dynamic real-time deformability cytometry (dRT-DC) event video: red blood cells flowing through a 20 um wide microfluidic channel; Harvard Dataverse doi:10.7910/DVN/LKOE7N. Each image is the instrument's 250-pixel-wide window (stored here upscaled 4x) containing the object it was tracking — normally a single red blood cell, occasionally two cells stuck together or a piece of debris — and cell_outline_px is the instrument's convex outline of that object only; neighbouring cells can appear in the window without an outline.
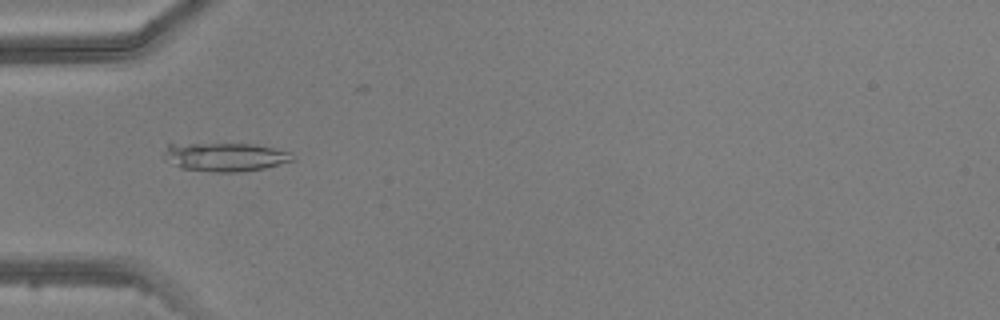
{"species": "common noctule bat (a hibernating species)", "species_latin": "Nyctalus noctula", "temperature_condition": "warm", "stored_images_in_passage": 5, "camera_frame_rate_fps": 3000, "um_per_image_px": 0.085, "animal": {"sex": "male", "body_mass_g": 20.5, "forearm_length_mm": 52.5}, "frame": {"image": 1, "passage_image": 5, "time_ms": 5.0, "image_size_px": [1000, 320], "cell_outline_px": [[296, 160], [264, 168], [236, 172], [216, 172], [180, 168], [164, 160], [160, 156], [168, 144], [256, 144], [292, 152]], "centroid_in_image_um": [19.11, 13.34], "position_along_channel_um": 65.9, "area_um2": 21.68}}